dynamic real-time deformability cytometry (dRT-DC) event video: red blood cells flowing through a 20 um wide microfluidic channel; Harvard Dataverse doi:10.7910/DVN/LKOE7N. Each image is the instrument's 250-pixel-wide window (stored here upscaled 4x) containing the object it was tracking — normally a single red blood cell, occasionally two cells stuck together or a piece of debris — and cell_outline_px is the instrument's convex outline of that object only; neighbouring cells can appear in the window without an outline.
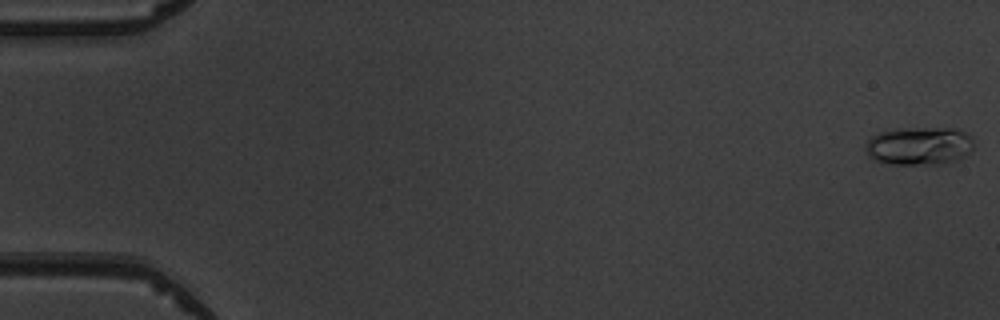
{"species": "common noctule bat (a hibernating species)", "species_latin": "Nyctalus noctula", "temperature_condition": "warm", "stored_images_in_passage": 5, "camera_frame_rate_fps": 3000, "um_per_image_px": 0.085, "animal": {"sex": "male", "body_mass_g": 19.5, "forearm_length_mm": 54.6}, "frame": {"image": 1, "passage_image": 1, "time_ms": 0.0, "image_size_px": [1000, 320], "cell_outline_px": [[972, 152], [956, 160], [940, 164], [888, 164], [872, 160], [868, 156], [864, 148], [864, 144], [868, 136], [880, 132], [904, 128], [952, 128], [964, 132], [972, 136]], "centroid_in_image_um": [78.07, 12.41], "position_along_channel_um": 6.9, "area_um2": 24.45}}